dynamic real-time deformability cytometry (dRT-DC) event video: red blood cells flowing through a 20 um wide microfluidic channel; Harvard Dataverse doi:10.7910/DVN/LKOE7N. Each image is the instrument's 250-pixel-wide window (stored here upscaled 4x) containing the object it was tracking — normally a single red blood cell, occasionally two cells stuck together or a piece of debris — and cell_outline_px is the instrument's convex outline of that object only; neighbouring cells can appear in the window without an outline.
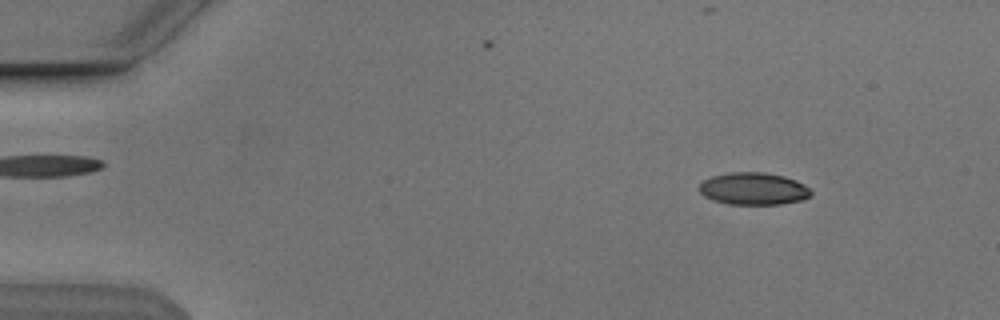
{"species": "Egyptian fruit bat (a non-hibernating species)", "species_latin": "Rousettus aegyptiacus", "temperature_condition": "cold", "stored_images_in_passage": 54, "segment_of_instrument_passage": [1, 2], "camera_frame_rate_fps": 3000, "um_per_image_px": 0.085, "animal": {"sex": "male"}, "frame": {"image": 1, "passage_image": 6, "time_ms": 1.667, "image_size_px": [1000, 320], "cell_outline_px": [[812, 196], [804, 200], [780, 204], [728, 204], [712, 200], [704, 196], [700, 192], [700, 184], [704, 180], [712, 176], [728, 172], [764, 172], [784, 176], [796, 180], [812, 188]], "centroid_in_image_um": [64.09, 16.04], "position_along_channel_um": 20.9, "area_um2": 21.27}}
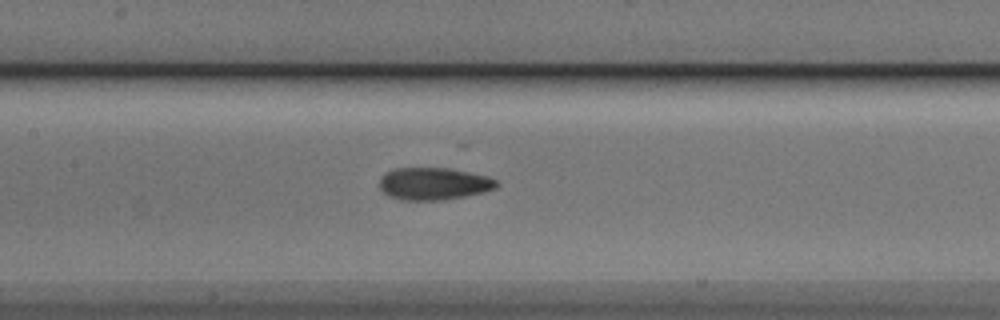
{"frame": {"image": 2, "passage_image": 25, "time_ms": 8.0, "image_size_px": [1000, 320], "cell_outline_px": [[500, 184], [496, 188], [484, 192], [444, 200], [400, 200], [388, 196], [380, 188], [380, 176], [384, 172], [396, 168], [448, 168], [488, 176], [496, 180]], "centroid_in_image_um": [36.85, 15.62], "position_along_channel_um": 170.5, "area_um2": 22.2}}
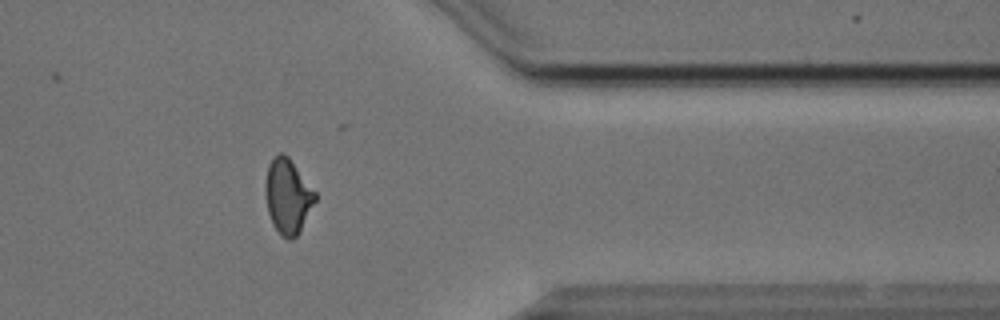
{"frame": {"image": 3, "passage_image": 43, "time_ms": 14.0, "image_size_px": [1000, 320], "cell_outline_px": [[316, 200], [300, 232], [292, 240], [288, 240], [280, 236], [272, 224], [268, 212], [264, 188], [264, 184], [268, 164], [280, 152], [284, 152], [288, 156], [316, 192]], "centroid_in_image_um": [24.45, 16.7], "position_along_channel_um": 387.0, "area_um2": 21.91}}